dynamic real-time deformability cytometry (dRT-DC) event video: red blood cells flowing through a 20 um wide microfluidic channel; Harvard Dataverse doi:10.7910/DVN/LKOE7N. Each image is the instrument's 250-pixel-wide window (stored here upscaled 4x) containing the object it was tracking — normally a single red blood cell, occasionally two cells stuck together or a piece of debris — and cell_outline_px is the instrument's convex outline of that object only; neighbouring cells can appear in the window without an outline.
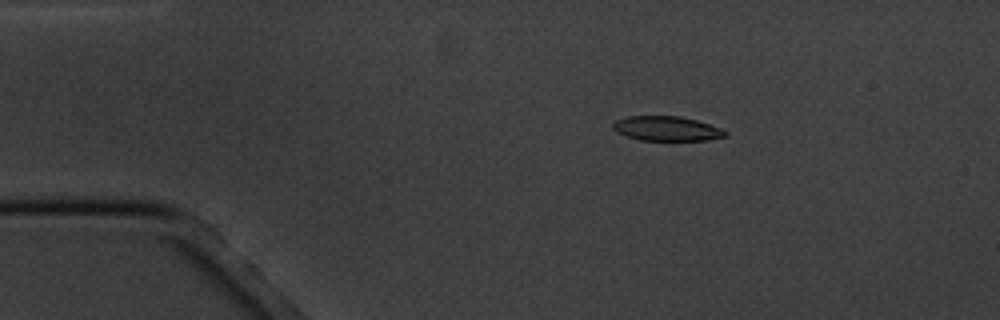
{"species": "common noctule bat (a hibernating species)", "species_latin": "Nyctalus noctula", "temperature_condition": "cold", "stored_images_in_passage": 4, "camera_frame_rate_fps": 3000, "um_per_image_px": 0.085, "animal": {"sex": "male", "body_mass_g": 20.1, "forearm_length_mm": 53.5}, "frame": {"image": 1, "passage_image": 2, "time_ms": 1.333, "image_size_px": [1000, 320], "cell_outline_px": [[728, 136], [708, 140], [640, 140], [616, 132], [612, 128], [612, 124], [616, 120], [628, 116], [680, 116], [696, 120], [720, 128], [728, 132]], "centroid_in_image_um": [56.67, 10.93], "position_along_channel_um": 28.3, "area_um2": 16.07}}